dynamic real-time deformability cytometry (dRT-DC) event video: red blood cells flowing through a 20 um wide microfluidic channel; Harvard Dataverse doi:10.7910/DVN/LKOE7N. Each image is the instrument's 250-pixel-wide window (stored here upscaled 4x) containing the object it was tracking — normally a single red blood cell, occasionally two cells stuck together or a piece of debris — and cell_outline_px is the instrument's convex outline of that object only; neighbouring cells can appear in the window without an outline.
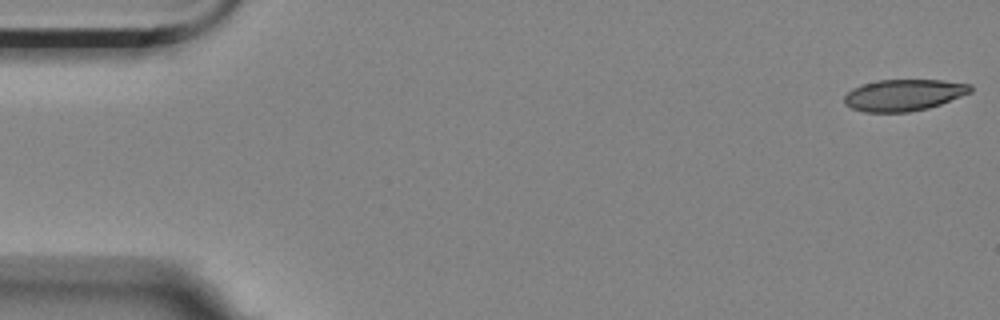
{"species": "Egyptian fruit bat (a non-hibernating species)", "species_latin": "Rousettus aegyptiacus", "temperature_condition": "room temperature", "stored_images_in_passage": 8, "camera_frame_rate_fps": 3000, "um_per_image_px": 0.085, "animal": {"sex": "female"}, "frame": {"image": 1, "passage_image": 1, "time_ms": 0.0, "image_size_px": [1000, 320], "cell_outline_px": [[972, 92], [940, 104], [928, 108], [908, 112], [864, 112], [852, 108], [844, 104], [844, 96], [852, 88], [860, 84], [876, 80], [944, 80], [972, 84]], "centroid_in_image_um": [76.81, 8.07], "position_along_channel_um": 8.2, "area_um2": 23.35}}